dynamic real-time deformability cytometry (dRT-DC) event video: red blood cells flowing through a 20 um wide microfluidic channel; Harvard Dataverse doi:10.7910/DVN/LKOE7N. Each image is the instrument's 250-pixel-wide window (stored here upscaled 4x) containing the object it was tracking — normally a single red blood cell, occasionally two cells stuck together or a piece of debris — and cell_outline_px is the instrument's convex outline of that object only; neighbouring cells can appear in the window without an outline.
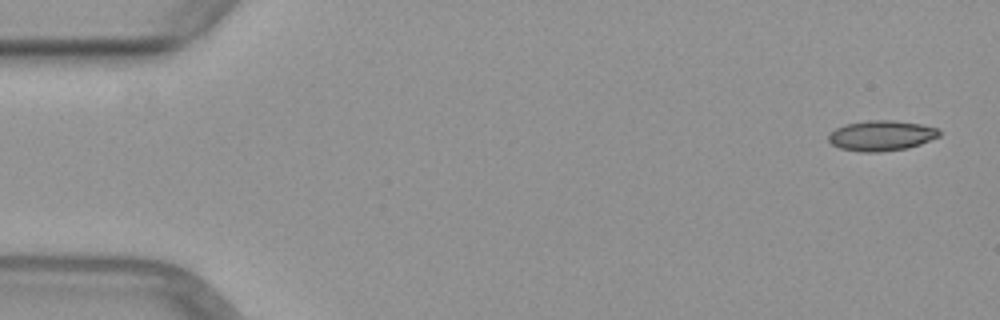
{"species": "common noctule bat (a hibernating species)", "species_latin": "Nyctalus noctula", "temperature_condition": "warm", "stored_images_in_passage": 2, "camera_frame_rate_fps": 3000, "um_per_image_px": 0.085, "animal": {"sex": "female", "body_mass_g": 29.2, "forearm_length_mm": 56.3}, "frame": {"image": 1, "passage_image": 2, "time_ms": 0.333, "image_size_px": [1000, 320], "cell_outline_px": [[924, 140], [912, 144], [892, 148], [856, 148], [864, 124], [904, 124], [924, 128]], "centroid_in_image_um": [75.6, 11.54], "position_along_channel_um": 9.4, "area_um2": 10.0}}